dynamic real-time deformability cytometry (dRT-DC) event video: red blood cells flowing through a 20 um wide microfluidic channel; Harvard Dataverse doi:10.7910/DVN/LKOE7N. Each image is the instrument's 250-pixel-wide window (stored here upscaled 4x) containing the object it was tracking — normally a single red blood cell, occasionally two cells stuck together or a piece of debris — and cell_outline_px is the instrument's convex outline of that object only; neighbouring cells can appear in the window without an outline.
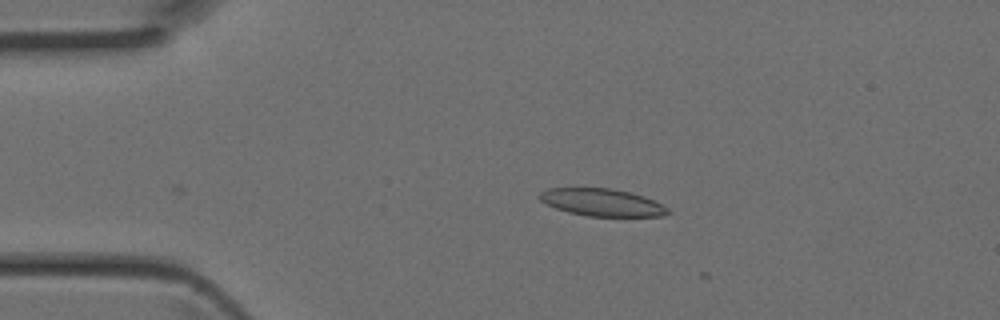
{"species": "Egyptian fruit bat (a non-hibernating species)", "species_latin": "Rousettus aegyptiacus", "temperature_condition": "room temperature", "stored_images_in_passage": 13, "camera_frame_rate_fps": 3000, "um_per_image_px": 0.085, "animal": {"sex": "female"}, "frame": {"image": 1, "passage_image": 1, "time_ms": 0.0, "image_size_px": [1000, 320], "cell_outline_px": [[672, 212], [660, 216], [588, 216], [568, 212], [556, 208], [540, 200], [540, 192], [548, 188], [612, 188], [632, 192], [644, 196], [668, 208]], "centroid_in_image_um": [51.18, 17.2], "position_along_channel_um": 33.8, "area_um2": 20.35}}
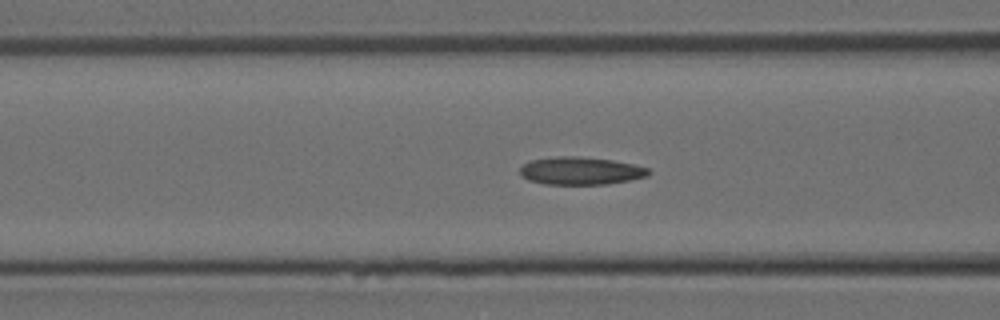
{"frame": {"image": 2, "passage_image": 9, "time_ms": 2.667, "image_size_px": [1000, 320], "cell_outline_px": [[652, 172], [648, 176], [608, 184], [544, 184], [528, 180], [520, 176], [520, 168], [528, 160], [556, 156], [576, 156], [612, 160], [632, 164], [648, 168]], "centroid_in_image_um": [49.32, 14.52], "position_along_channel_um": 117.3, "area_um2": 20.87}}
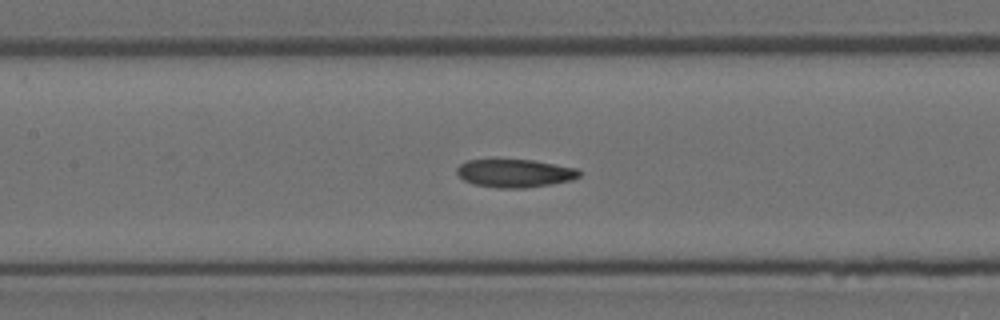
{"frame": {"image": 3, "passage_image": 12, "time_ms": 3.667, "image_size_px": [1000, 320], "cell_outline_px": [[580, 176], [572, 180], [524, 188], [500, 188], [476, 184], [464, 180], [456, 172], [456, 168], [460, 164], [468, 160], [532, 160], [576, 168], [580, 172]], "centroid_in_image_um": [43.75, 14.72], "position_along_channel_um": 163.6, "area_um2": 19.71}}